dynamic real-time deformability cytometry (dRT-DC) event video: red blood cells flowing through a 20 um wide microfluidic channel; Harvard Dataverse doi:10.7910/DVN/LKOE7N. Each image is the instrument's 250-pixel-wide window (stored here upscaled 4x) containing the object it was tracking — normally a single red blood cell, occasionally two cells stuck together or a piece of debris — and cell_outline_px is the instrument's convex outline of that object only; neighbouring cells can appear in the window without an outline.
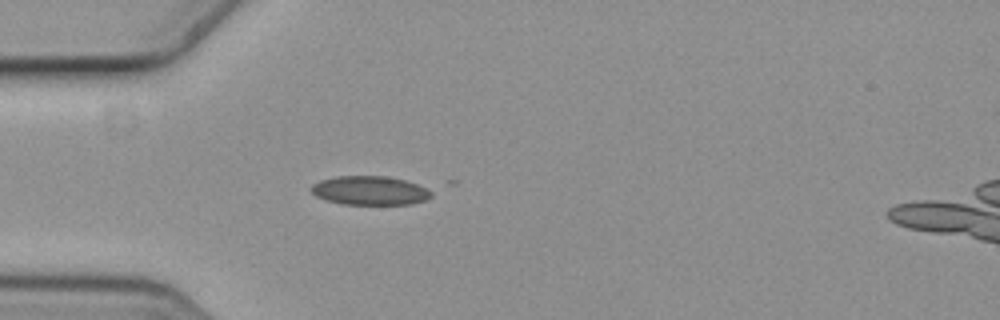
{"species": "common noctule bat (a hibernating species)", "species_latin": "Nyctalus noctula", "temperature_condition": "cold", "stored_images_in_passage": 5, "camera_frame_rate_fps": 3000, "um_per_image_px": 0.085, "animal": {"sex": "female", "body_mass_g": 19.3, "forearm_length_mm": 54.1}, "frame": {"image": 1, "passage_image": 4, "time_ms": 1.0, "image_size_px": [1000, 320], "cell_outline_px": [[432, 196], [424, 200], [412, 204], [340, 204], [324, 200], [316, 196], [308, 188], [312, 184], [320, 180], [336, 176], [384, 176], [404, 180], [416, 184], [432, 192]], "centroid_in_image_um": [31.37, 16.2], "position_along_channel_um": 53.6, "area_um2": 20.23}}